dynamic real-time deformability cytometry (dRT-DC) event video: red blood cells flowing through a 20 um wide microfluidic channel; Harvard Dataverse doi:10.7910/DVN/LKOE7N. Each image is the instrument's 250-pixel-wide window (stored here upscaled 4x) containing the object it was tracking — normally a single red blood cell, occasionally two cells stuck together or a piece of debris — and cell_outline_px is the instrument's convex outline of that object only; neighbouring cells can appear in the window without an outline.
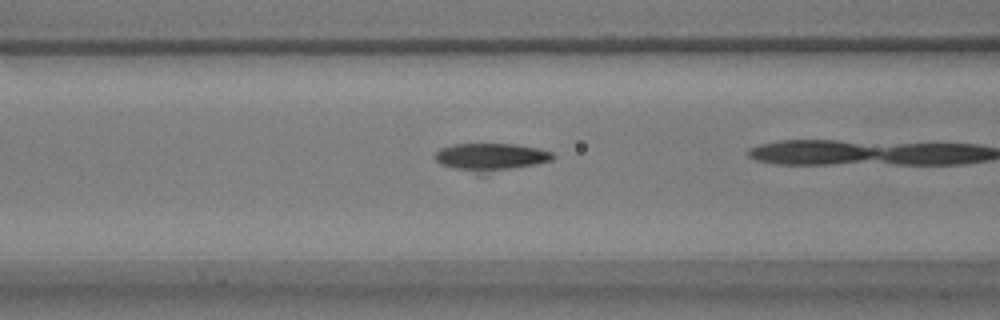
{"species": "common noctule bat (a hibernating species)", "species_latin": "Nyctalus noctula", "temperature_condition": "warm", "stored_images_in_passage": 14, "camera_frame_rate_fps": 3000, "um_per_image_px": 0.085, "animal": {"sex": "male", "body_mass_g": 17.9}, "frame": {"image": 1, "passage_image": 10, "time_ms": 3.0, "image_size_px": [1000, 320], "cell_outline_px": [[556, 156], [552, 160], [536, 164], [484, 176], [476, 176], [440, 164], [436, 160], [436, 152], [440, 148], [452, 144], [512, 144], [536, 148], [552, 152]], "centroid_in_image_um": [41.69, 13.4], "position_along_channel_um": 124.9, "area_um2": 19.71}}